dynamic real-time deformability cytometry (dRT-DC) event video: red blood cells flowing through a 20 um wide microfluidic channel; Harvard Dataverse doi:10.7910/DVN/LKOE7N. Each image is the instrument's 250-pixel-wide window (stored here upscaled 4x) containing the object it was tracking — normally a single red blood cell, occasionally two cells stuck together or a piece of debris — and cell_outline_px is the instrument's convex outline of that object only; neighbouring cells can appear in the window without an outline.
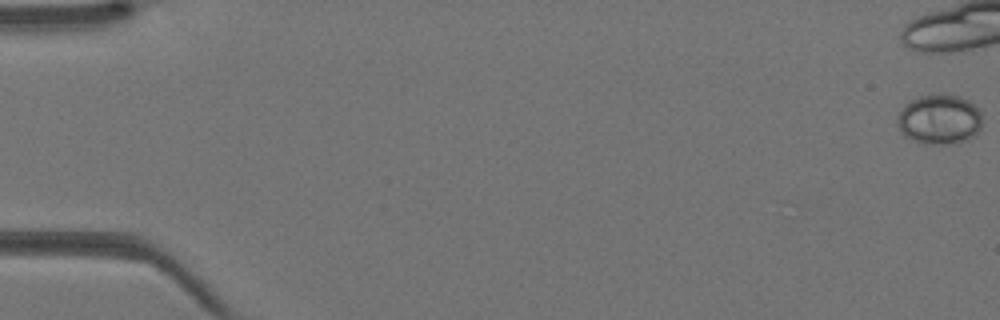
{"species": "Egyptian fruit bat (a non-hibernating species)", "species_latin": "Rousettus aegyptiacus", "temperature_condition": "warm", "stored_images_in_passage": 10, "camera_frame_rate_fps": 3000, "um_per_image_px": 0.085, "animal": {"sex": "female"}, "frame": {"image": 1, "passage_image": 1, "time_ms": 0.0, "image_size_px": [1000, 320], "cell_outline_px": [[980, 128], [968, 140], [956, 144], [924, 144], [904, 136], [900, 132], [896, 120], [896, 116], [900, 108], [908, 100], [920, 96], [944, 92], [960, 96], [968, 100], [980, 108]], "centroid_in_image_um": [79.81, 10.12], "position_along_channel_um": 5.2, "area_um2": 25.37}}